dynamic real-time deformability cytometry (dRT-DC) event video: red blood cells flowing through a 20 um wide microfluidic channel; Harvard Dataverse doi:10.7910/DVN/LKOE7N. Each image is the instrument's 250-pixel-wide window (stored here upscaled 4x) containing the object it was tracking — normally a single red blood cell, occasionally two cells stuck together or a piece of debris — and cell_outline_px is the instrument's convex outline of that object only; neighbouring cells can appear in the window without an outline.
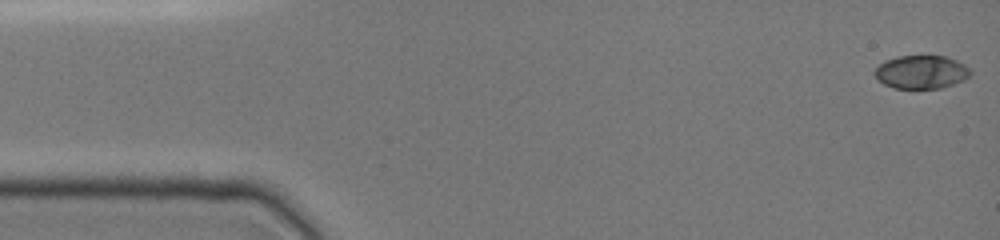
{"species": "common noctule bat (a hibernating species)", "species_latin": "Nyctalus noctula", "temperature_condition": "cold", "stored_images_in_passage": 28, "camera_frame_rate_fps": 3000, "um_per_image_px": 0.085, "animal": {"sex": "female", "body_mass_g": 19.0, "forearm_length_mm": 51.5}, "frame": {"image": 1, "passage_image": 1, "time_ms": 0.0, "image_size_px": [1000, 240], "cell_outline_px": [[972, 72], [964, 80], [940, 88], [892, 88], [884, 84], [872, 72], [884, 60], [896, 56], [948, 56], [964, 64]], "centroid_in_image_um": [78.29, 6.11], "position_along_channel_um": 6.7, "area_um2": 18.55}}
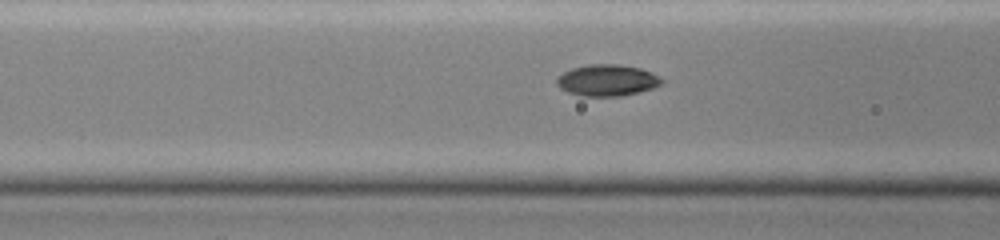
{"frame": {"image": 2, "passage_image": 17, "time_ms": 5.667, "image_size_px": [1000, 240], "cell_outline_px": [[664, 84], [640, 92], [620, 96], [580, 96], [568, 92], [560, 88], [556, 84], [556, 76], [572, 68], [588, 64], [620, 64], [640, 68], [652, 72], [664, 80]], "centroid_in_image_um": [51.61, 6.82], "position_along_channel_um": 115.0, "area_um2": 19.48}}
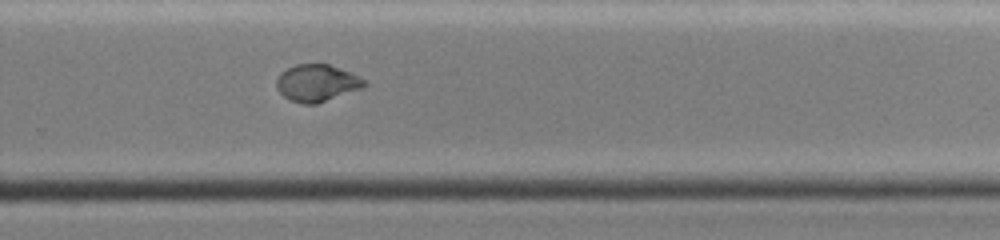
{"frame": {"image": 3, "passage_image": 28, "time_ms": 10.333, "image_size_px": [1000, 240], "cell_outline_px": [[368, 84], [364, 88], [316, 104], [304, 104], [292, 100], [284, 96], [276, 88], [276, 80], [280, 72], [296, 64], [328, 64], [352, 72], [368, 80]], "centroid_in_image_um": [26.99, 7.05], "position_along_channel_um": 302.8, "area_um2": 19.19}}